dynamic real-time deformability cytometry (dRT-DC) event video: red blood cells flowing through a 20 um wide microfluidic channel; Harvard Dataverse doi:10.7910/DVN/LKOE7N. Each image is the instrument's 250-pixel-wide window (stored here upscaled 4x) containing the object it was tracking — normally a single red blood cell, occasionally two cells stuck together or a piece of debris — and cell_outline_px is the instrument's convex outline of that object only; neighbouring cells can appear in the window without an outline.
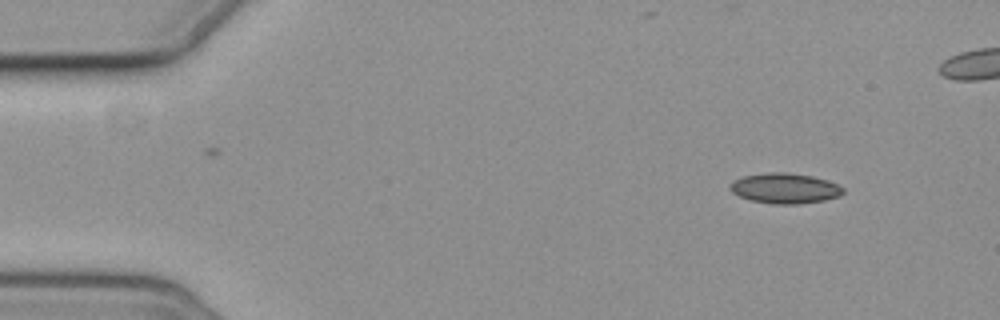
{"species": "common noctule bat (a hibernating species)", "species_latin": "Nyctalus noctula", "temperature_condition": "cold", "stored_images_in_passage": 5, "camera_frame_rate_fps": 3000, "um_per_image_px": 0.085, "animal": {"sex": "female", "body_mass_g": 19.3, "forearm_length_mm": 54.1}, "frame": {"image": 1, "passage_image": 1, "time_ms": 0.0, "image_size_px": [1000, 320], "cell_outline_px": [[844, 192], [840, 196], [824, 200], [796, 204], [772, 204], [752, 200], [740, 196], [732, 192], [728, 188], [728, 184], [732, 180], [744, 176], [768, 172], [788, 172], [812, 176], [828, 180], [844, 188]], "centroid_in_image_um": [66.69, 16.0], "position_along_channel_um": 18.3, "area_um2": 20.06}}